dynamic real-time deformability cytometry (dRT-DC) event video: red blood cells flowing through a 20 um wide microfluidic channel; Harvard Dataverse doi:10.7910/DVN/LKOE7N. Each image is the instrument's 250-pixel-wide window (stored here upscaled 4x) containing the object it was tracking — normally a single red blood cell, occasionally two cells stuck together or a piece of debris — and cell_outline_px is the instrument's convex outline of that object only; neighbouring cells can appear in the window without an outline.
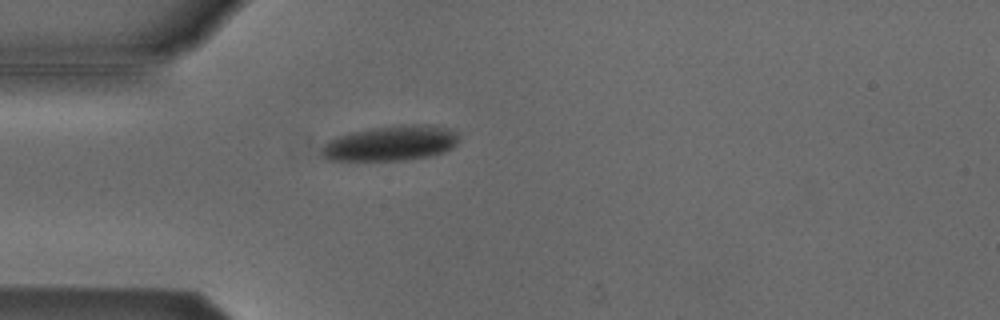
{"species": "Egyptian fruit bat (a non-hibernating species)", "species_latin": "Rousettus aegyptiacus", "temperature_condition": "cold", "stored_images_in_passage": 1, "camera_frame_rate_fps": 3000, "um_per_image_px": 0.085, "animal": {"sex": "male"}, "frame": {"image": 1, "passage_image": 1, "time_ms": 0.0, "image_size_px": [1000, 320], "cell_outline_px": [[460, 140], [452, 148], [444, 152], [432, 156], [404, 160], [324, 160], [320, 156], [320, 148], [328, 140], [336, 136], [348, 132], [372, 128], [400, 124], [432, 124], [452, 128], [460, 132]], "centroid_in_image_um": [33.25, 12.16], "position_along_channel_um": 51.8, "area_um2": 29.02}}